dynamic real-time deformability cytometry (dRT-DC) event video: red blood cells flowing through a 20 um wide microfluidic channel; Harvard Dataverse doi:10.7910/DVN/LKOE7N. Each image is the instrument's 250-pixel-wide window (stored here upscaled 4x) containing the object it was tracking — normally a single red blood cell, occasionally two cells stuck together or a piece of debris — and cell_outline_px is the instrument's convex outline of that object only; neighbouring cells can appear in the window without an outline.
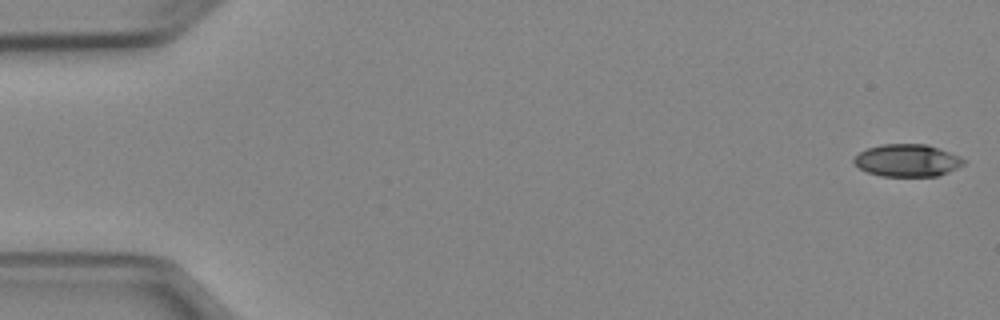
{"species": "Egyptian fruit bat (a non-hibernating species)", "species_latin": "Rousettus aegyptiacus", "temperature_condition": "cold", "stored_images_in_passage": 51, "camera_frame_rate_fps": 3000, "um_per_image_px": 0.085, "animal": {"sex": "female"}, "frame": {"image": 1, "passage_image": 1, "time_ms": 0.0, "image_size_px": [1000, 320], "cell_outline_px": [[964, 164], [948, 172], [936, 176], [880, 176], [868, 172], [860, 168], [852, 160], [860, 152], [868, 148], [880, 144], [928, 144], [960, 156], [964, 160]], "centroid_in_image_um": [77.12, 13.63], "position_along_channel_um": 7.9, "area_um2": 20.58}}
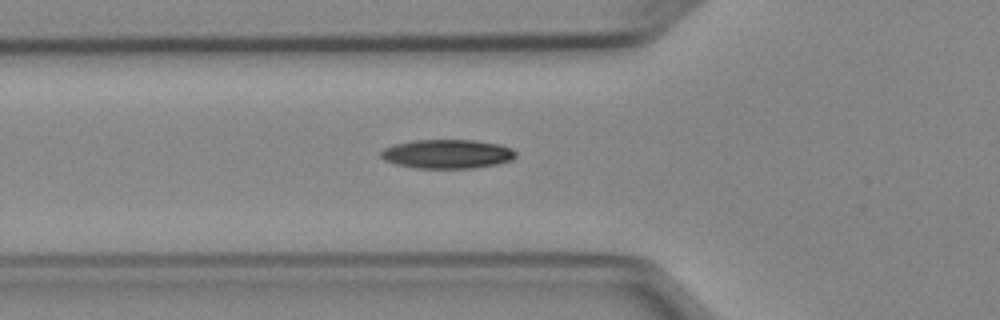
{"frame": {"image": 2, "passage_image": 18, "time_ms": 5.667, "image_size_px": [1000, 320], "cell_outline_px": [[516, 156], [512, 160], [496, 164], [472, 168], [416, 168], [396, 164], [384, 160], [380, 156], [380, 152], [384, 148], [392, 144], [412, 140], [476, 140], [500, 144], [512, 148], [516, 152]], "centroid_in_image_um": [38.01, 13.08], "position_along_channel_um": 87.8, "area_um2": 23.0}}
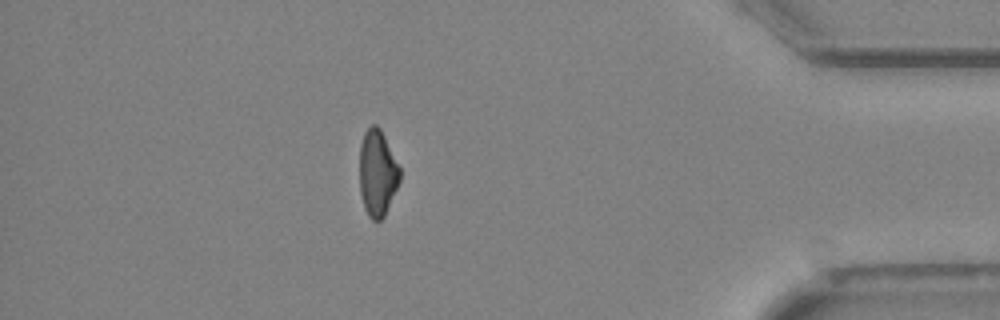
{"frame": {"image": 3, "passage_image": 45, "time_ms": 14.667, "image_size_px": [1000, 320], "cell_outline_px": [[400, 180], [384, 216], [380, 220], [372, 220], [368, 216], [364, 208], [360, 192], [360, 144], [364, 132], [372, 124], [376, 124], [380, 128], [400, 168]], "centroid_in_image_um": [32.07, 14.7], "position_along_channel_um": 403.1, "area_um2": 20.11}, "authors_computed_cell_mechanics": {"area_um2": 21.675, "velocity_mm_per_s": 3.9552, "shape_relaxation_time_tau1_ms": 7.0541, "shape_relaxation_time_tau2_ms": null, "deformation_change_tau1": 0.1775, "deformation_change_tau2": null}}